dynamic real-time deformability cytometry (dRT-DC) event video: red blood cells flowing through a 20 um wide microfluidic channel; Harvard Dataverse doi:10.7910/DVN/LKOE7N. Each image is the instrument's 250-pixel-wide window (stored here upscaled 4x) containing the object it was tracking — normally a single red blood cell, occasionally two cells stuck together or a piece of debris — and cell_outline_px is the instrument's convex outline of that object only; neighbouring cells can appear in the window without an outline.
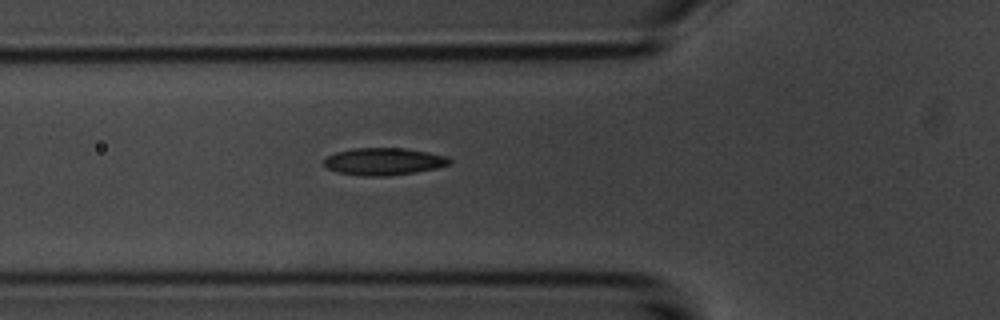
{"species": "common noctule bat (a hibernating species)", "species_latin": "Nyctalus noctula", "temperature_condition": "room temperature", "stored_images_in_passage": 4, "camera_frame_rate_fps": 3000, "um_per_image_px": 0.085, "animal": {"sex": "male", "body_mass_g": 20.1, "forearm_length_mm": 53.5}, "frame": {"image": 1, "passage_image": 4, "time_ms": 4.333, "image_size_px": [1000, 320], "cell_outline_px": [[452, 164], [436, 168], [416, 172], [388, 176], [364, 176], [340, 172], [328, 168], [324, 164], [324, 160], [328, 156], [336, 152], [352, 148], [404, 148], [428, 152], [448, 156], [452, 160]], "centroid_in_image_um": [32.67, 13.72], "position_along_channel_um": 93.1, "area_um2": 19.94}}